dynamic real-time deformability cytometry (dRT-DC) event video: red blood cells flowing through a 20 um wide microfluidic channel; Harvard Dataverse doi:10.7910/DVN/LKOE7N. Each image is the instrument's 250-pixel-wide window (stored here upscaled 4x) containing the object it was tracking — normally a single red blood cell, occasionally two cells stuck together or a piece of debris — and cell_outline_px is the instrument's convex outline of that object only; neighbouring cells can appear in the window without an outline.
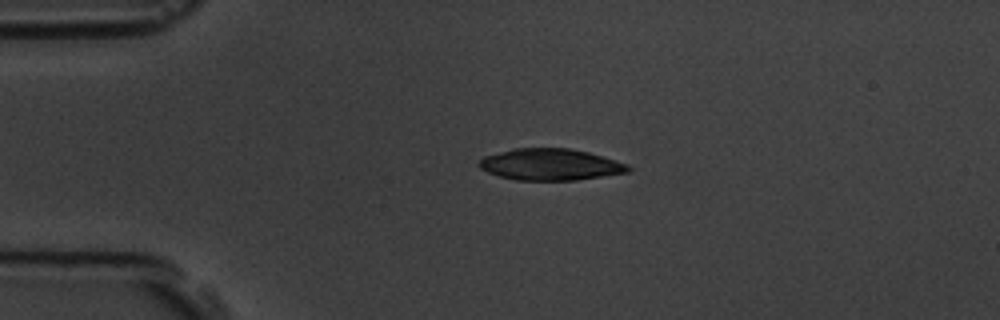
{"species": "common noctule bat (a hibernating species)", "species_latin": "Nyctalus noctula", "temperature_condition": "room temperature", "stored_images_in_passage": 5, "camera_frame_rate_fps": 3000, "um_per_image_px": 0.085, "animal": {"sex": "male", "body_mass_g": 19.5, "forearm_length_mm": 54.6}, "frame": {"image": 1, "passage_image": 4, "time_ms": 3.333, "image_size_px": [1000, 320], "cell_outline_px": [[632, 168], [628, 172], [576, 180], [516, 180], [500, 176], [488, 172], [480, 168], [476, 164], [484, 156], [512, 148], [568, 148], [588, 152], [628, 164]], "centroid_in_image_um": [46.76, 13.98], "position_along_channel_um": 38.2, "area_um2": 27.34}}